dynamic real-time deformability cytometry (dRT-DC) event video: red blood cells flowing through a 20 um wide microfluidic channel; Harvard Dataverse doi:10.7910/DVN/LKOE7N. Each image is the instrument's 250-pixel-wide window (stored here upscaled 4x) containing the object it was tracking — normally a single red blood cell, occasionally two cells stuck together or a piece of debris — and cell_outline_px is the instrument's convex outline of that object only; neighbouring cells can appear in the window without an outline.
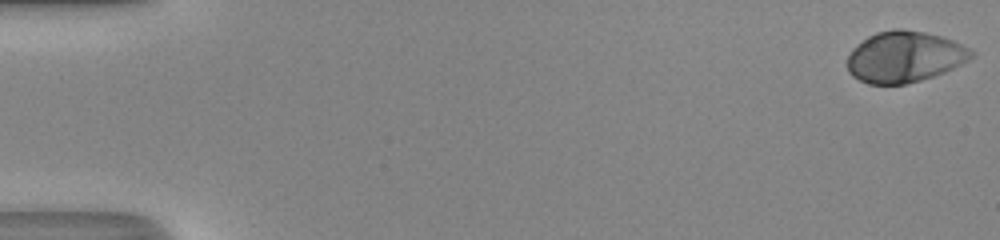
{"species": "human", "species_latin": "Homo sapiens", "temperature_condition": "room temperature", "stored_images_in_passage": 51, "camera_frame_rate_fps": 3000, "um_per_image_px": 0.085, "donor": {"sex": "male"}, "frame": {"image": 1, "passage_image": 1, "time_ms": 0.0, "image_size_px": [1000, 240], "cell_outline_px": [[976, 52], [968, 60], [944, 72], [920, 80], [904, 84], [868, 84], [852, 76], [848, 72], [848, 56], [852, 48], [856, 44], [868, 36], [876, 32], [892, 28], [904, 28], [924, 32], [940, 36], [952, 40]], "centroid_in_image_um": [76.85, 4.81], "position_along_channel_um": 8.2, "area_um2": 36.88}}
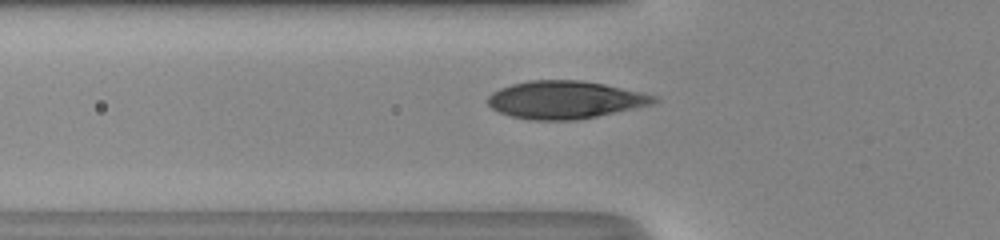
{"frame": {"image": 2, "passage_image": 19, "time_ms": 6.0, "image_size_px": [1000, 240], "cell_outline_px": [[660, 100], [652, 104], [596, 116], [576, 120], [532, 120], [512, 116], [500, 112], [492, 108], [488, 104], [488, 96], [492, 92], [500, 88], [512, 84], [528, 80], [580, 80], [604, 84], [640, 92], [656, 96]], "centroid_in_image_um": [48.01, 8.48], "position_along_channel_um": 77.8, "area_um2": 36.24}}
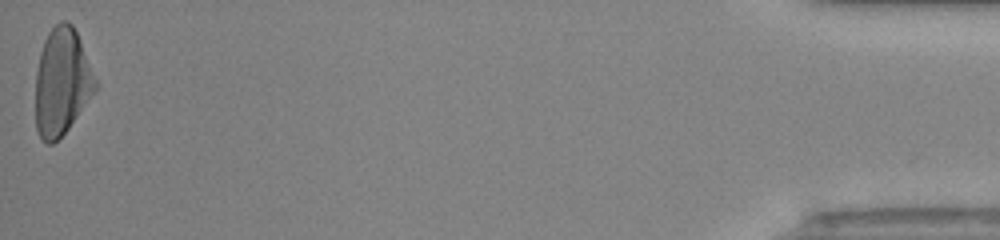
{"frame": {"image": 3, "passage_image": 51, "time_ms": 16.667, "image_size_px": [1000, 240], "cell_outline_px": [[96, 88], [68, 128], [52, 144], [48, 144], [40, 140], [36, 128], [36, 72], [40, 52], [44, 40], [48, 32], [60, 20], [68, 20], [72, 24], [76, 32], [96, 80]], "centroid_in_image_um": [5.22, 6.95], "position_along_channel_um": 430.0, "area_um2": 36.7}, "authors_computed_cell_mechanics": {"area_um2": 36.703, "velocity_mm_per_s": 4.2003, "shape_relaxation_time_tau1_ms": 3.433, "shape_relaxation_time_tau2_ms": null, "deformation_change_tau1": 0.2006, "deformation_change_tau2": null}}